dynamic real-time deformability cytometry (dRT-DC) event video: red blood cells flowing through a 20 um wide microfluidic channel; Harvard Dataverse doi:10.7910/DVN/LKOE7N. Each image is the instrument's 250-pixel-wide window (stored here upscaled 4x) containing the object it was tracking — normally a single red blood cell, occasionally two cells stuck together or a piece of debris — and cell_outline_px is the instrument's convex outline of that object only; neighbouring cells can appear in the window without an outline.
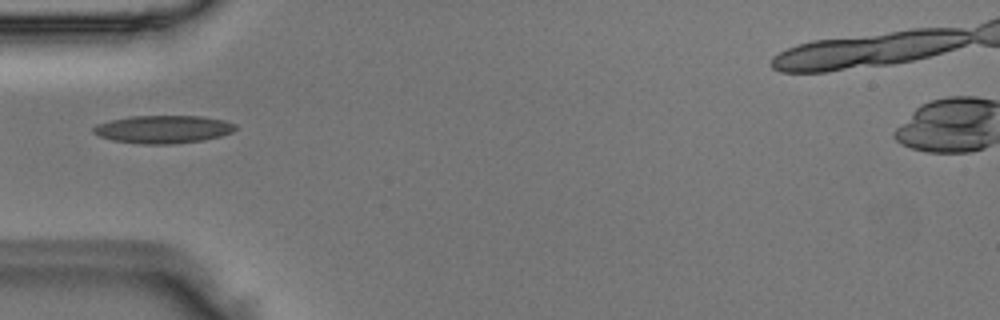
{"species": "Egyptian fruit bat (a non-hibernating species)", "species_latin": "Rousettus aegyptiacus", "temperature_condition": "room temperature", "stored_images_in_passage": 1, "camera_frame_rate_fps": 3000, "um_per_image_px": 0.085, "animal": {"sex": "male"}, "frame": {"image": 1, "passage_image": 1, "time_ms": 0.0, "image_size_px": [1000, 320], "cell_outline_px": [[236, 128], [232, 132], [220, 136], [204, 140], [176, 144], [144, 144], [112, 140], [100, 136], [92, 132], [92, 128], [96, 124], [112, 120], [132, 116], [204, 116], [224, 120], [236, 124]], "centroid_in_image_um": [13.89, 10.99], "position_along_channel_um": 71.1, "area_um2": 23.12}}